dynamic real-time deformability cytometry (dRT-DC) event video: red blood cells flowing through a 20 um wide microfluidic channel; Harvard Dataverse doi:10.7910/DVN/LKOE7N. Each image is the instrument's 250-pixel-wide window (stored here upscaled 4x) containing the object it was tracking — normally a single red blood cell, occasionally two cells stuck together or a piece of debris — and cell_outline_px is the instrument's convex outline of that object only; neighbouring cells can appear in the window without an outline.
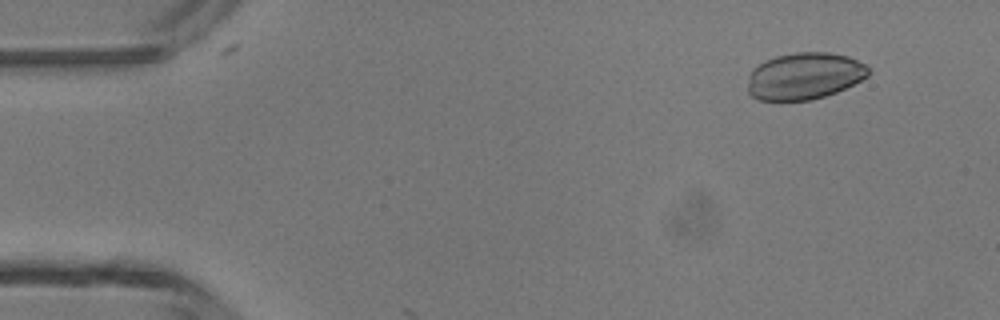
{"species": "common noctule bat (a hibernating species)", "species_latin": "Nyctalus noctula", "temperature_condition": "room temperature", "stored_images_in_passage": 4, "camera_frame_rate_fps": 3000, "um_per_image_px": 0.085, "animal": {"sex": "male", "body_mass_g": 13.3}, "frame": {"image": 1, "passage_image": 2, "time_ms": 1.333, "image_size_px": [1000, 320], "cell_outline_px": [[872, 72], [868, 76], [836, 92], [824, 96], [808, 100], [760, 100], [752, 96], [748, 92], [748, 76], [752, 68], [764, 60], [776, 56], [796, 52], [828, 52], [848, 56], [864, 64]], "centroid_in_image_um": [68.35, 6.45], "position_along_channel_um": 16.7, "area_um2": 32.95}}